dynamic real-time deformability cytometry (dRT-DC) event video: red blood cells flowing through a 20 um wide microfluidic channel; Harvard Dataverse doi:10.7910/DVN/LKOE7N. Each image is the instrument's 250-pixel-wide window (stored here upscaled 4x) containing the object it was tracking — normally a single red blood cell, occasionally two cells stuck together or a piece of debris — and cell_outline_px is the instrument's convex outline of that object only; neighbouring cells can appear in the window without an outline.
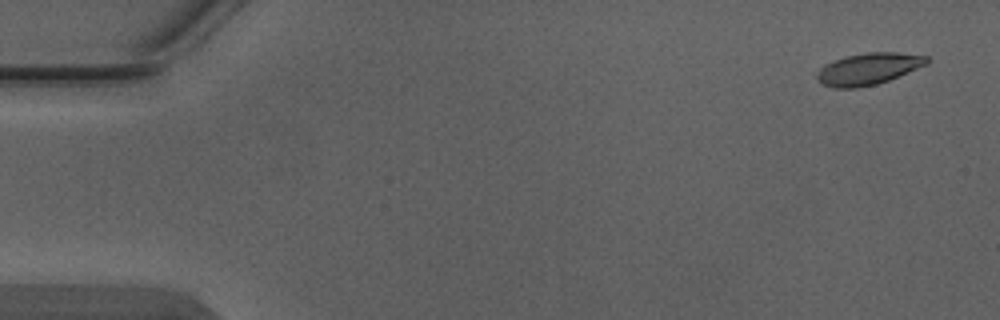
{"species": "Egyptian fruit bat (a non-hibernating species)", "species_latin": "Rousettus aegyptiacus", "temperature_condition": "warm", "stored_images_in_passage": 4, "camera_frame_rate_fps": 3000, "um_per_image_px": 0.085, "animal": {"sex": "male"}, "frame": {"image": 1, "passage_image": 1, "time_ms": 0.0, "image_size_px": [1000, 320], "cell_outline_px": [[928, 64], [888, 80], [876, 84], [856, 88], [832, 88], [820, 84], [816, 80], [816, 76], [820, 68], [824, 64], [844, 56], [868, 52], [896, 52], [928, 56]], "centroid_in_image_um": [73.76, 5.85], "position_along_channel_um": 11.2, "area_um2": 20.4}}